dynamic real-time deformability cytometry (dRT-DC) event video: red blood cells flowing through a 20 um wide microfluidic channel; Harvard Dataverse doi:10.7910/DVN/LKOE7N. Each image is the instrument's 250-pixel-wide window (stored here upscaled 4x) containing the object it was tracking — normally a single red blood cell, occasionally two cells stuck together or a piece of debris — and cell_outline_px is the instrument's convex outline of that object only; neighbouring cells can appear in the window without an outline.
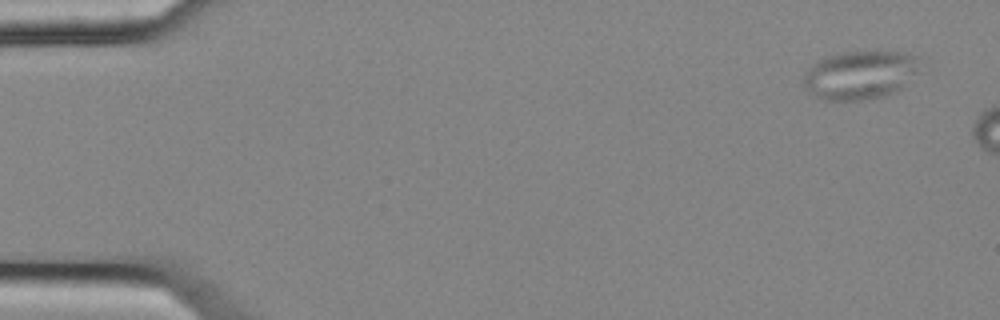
{"species": "common noctule bat (a hibernating species)", "species_latin": "Nyctalus noctula", "temperature_condition": "cold", "stored_images_in_passage": 3, "camera_frame_rate_fps": 3000, "um_per_image_px": 0.085, "animal": {"sex": "female", "body_mass_g": 25.1}, "frame": {"image": 1, "passage_image": 1, "time_ms": 0.0, "image_size_px": [1000, 320], "cell_outline_px": [[920, 72], [896, 92], [884, 96], [860, 100], [824, 100], [812, 96], [804, 88], [804, 72], [812, 64], [824, 56], [840, 52], [876, 48], [908, 52], [920, 56]], "centroid_in_image_um": [73.16, 6.3], "position_along_channel_um": 11.8, "area_um2": 34.56}}